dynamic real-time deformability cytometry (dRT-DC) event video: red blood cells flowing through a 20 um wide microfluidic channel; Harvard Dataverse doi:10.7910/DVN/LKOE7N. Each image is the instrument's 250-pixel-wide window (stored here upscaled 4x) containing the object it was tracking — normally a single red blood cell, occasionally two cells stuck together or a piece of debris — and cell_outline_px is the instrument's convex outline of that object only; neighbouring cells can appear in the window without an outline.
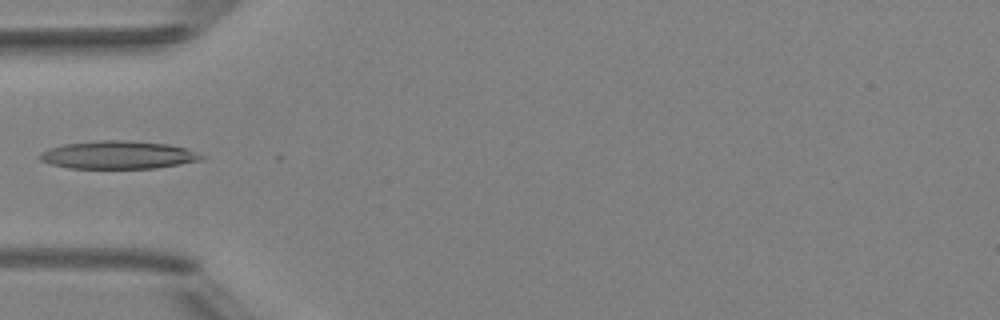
{"species": "Egyptian fruit bat (a non-hibernating species)", "species_latin": "Rousettus aegyptiacus", "temperature_condition": "room temperature", "stored_images_in_passage": 3, "camera_frame_rate_fps": 3000, "um_per_image_px": 0.085, "animal": {"sex": "female"}, "frame": {"image": 1, "passage_image": 2, "time_ms": 1.333, "image_size_px": [1000, 320], "cell_outline_px": [[204, 156], [200, 160], [180, 164], [156, 168], [68, 168], [52, 164], [40, 160], [36, 156], [40, 152], [48, 148], [64, 144], [96, 140], [124, 140], [168, 144], [184, 148]], "centroid_in_image_um": [9.96, 13.16], "position_along_channel_um": 75.0, "area_um2": 26.24}}
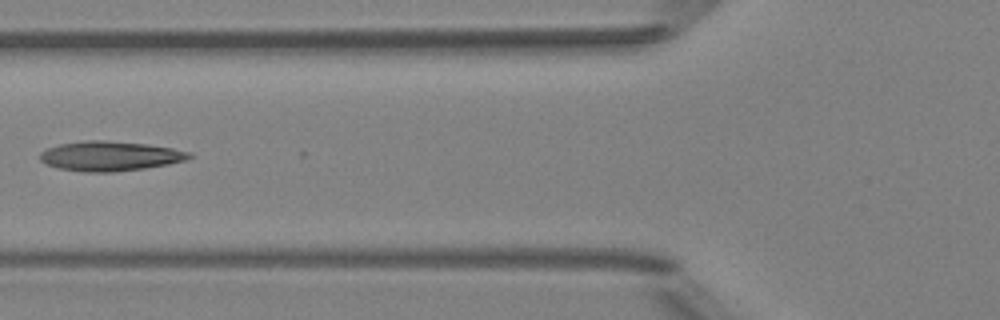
{"frame": {"image": 2, "passage_image": 3, "time_ms": 2.333, "image_size_px": [1000, 320], "cell_outline_px": [[192, 156], [184, 160], [168, 164], [144, 168], [116, 172], [84, 172], [56, 168], [40, 160], [40, 152], [48, 148], [60, 144], [88, 140], [104, 140], [144, 144], [172, 148], [188, 152]], "centroid_in_image_um": [9.3, 13.27], "position_along_channel_um": 116.5, "area_um2": 25.55}}